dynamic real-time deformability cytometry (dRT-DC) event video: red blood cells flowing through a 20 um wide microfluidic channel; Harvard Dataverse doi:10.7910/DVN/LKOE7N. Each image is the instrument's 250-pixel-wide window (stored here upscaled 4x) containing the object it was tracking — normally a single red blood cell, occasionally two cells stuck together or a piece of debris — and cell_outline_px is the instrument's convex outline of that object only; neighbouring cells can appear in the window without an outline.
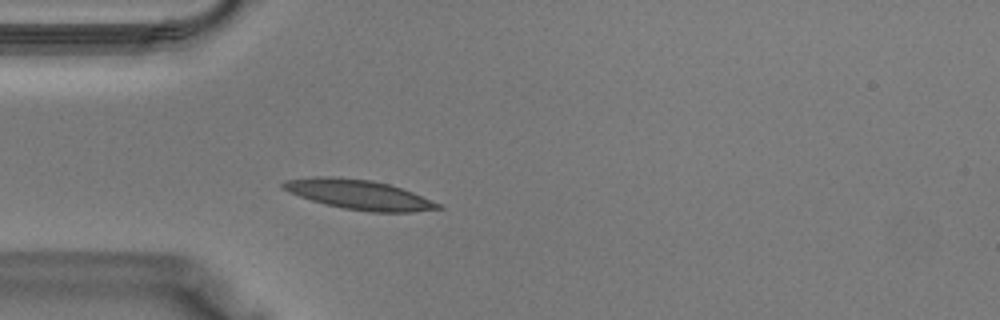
{"species": "Egyptian fruit bat (a non-hibernating species)", "species_latin": "Rousettus aegyptiacus", "temperature_condition": "warm", "stored_images_in_passage": 28, "camera_frame_rate_fps": 3000, "um_per_image_px": 0.085, "animal": {"sex": "male"}, "frame": {"image": 1, "passage_image": 5, "time_ms": 1.333, "image_size_px": [1000, 320], "cell_outline_px": [[444, 208], [412, 212], [368, 212], [344, 208], [324, 204], [288, 192], [280, 188], [280, 184], [284, 180], [312, 176], [332, 176], [372, 180], [388, 184], [412, 192], [440, 204]], "centroid_in_image_um": [30.44, 16.53], "position_along_channel_um": 54.6, "area_um2": 26.82}}
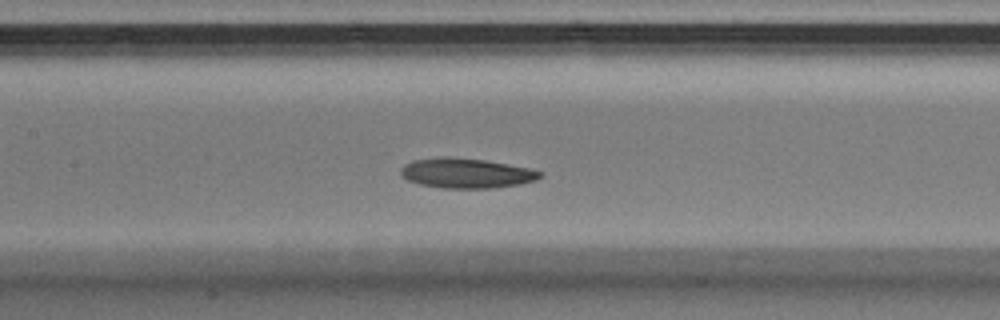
{"frame": {"image": 2, "passage_image": 12, "time_ms": 3.667, "image_size_px": [1000, 320], "cell_outline_px": [[544, 176], [536, 180], [520, 184], [492, 188], [440, 188], [420, 184], [408, 180], [400, 172], [400, 168], [404, 164], [412, 160], [440, 156], [444, 156], [484, 160], [532, 168], [544, 172]], "centroid_in_image_um": [39.67, 14.71], "position_along_channel_um": 167.7, "area_um2": 24.51}}
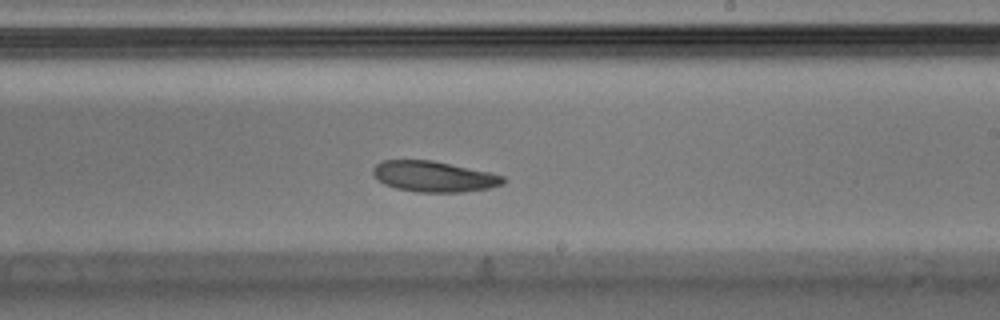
{"frame": {"image": 3, "passage_image": 17, "time_ms": 5.333, "image_size_px": [1000, 320], "cell_outline_px": [[508, 180], [504, 184], [488, 188], [464, 192], [416, 192], [396, 188], [384, 184], [372, 172], [372, 168], [376, 164], [384, 160], [432, 160], [488, 172], [504, 176]], "centroid_in_image_um": [36.9, 15.01], "position_along_channel_um": 252.1, "area_um2": 23.24}}